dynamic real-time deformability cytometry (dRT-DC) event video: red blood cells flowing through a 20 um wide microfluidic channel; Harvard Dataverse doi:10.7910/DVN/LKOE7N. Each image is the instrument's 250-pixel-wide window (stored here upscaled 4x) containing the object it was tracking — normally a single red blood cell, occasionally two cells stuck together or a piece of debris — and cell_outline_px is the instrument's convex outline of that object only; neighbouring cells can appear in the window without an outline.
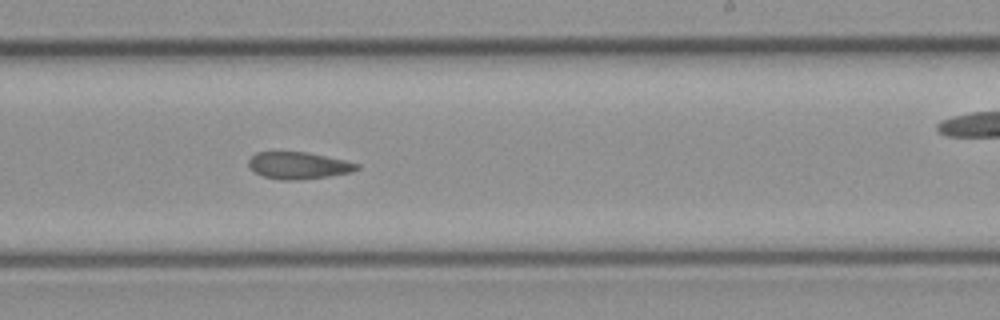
{"species": "common noctule bat (a hibernating species)", "species_latin": "Nyctalus noctula", "temperature_condition": "cold", "stored_images_in_passage": 28, "camera_frame_rate_fps": 3000, "um_per_image_px": 0.085, "animal": {"sex": "female", "body_mass_g": 21.9}, "frame": {"image": 1, "passage_image": 16, "time_ms": 5.0, "image_size_px": [1000, 320], "cell_outline_px": [[360, 168], [352, 172], [328, 176], [296, 180], [284, 180], [264, 176], [256, 172], [248, 164], [248, 160], [256, 152], [308, 152], [344, 160], [360, 164]], "centroid_in_image_um": [25.4, 14.06], "position_along_channel_um": 263.6, "area_um2": 16.82}}